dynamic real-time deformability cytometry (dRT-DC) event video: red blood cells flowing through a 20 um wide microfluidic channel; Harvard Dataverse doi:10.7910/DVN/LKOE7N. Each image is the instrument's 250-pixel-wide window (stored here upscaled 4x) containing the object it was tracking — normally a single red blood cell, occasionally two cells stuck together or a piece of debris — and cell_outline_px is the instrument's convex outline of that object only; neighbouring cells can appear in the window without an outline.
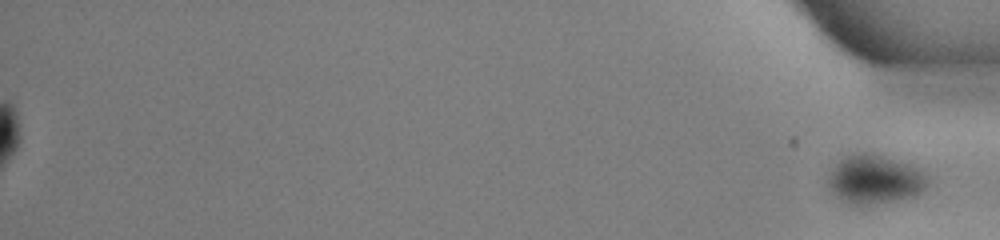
{"species": "common noctule bat (a hibernating species)", "species_latin": "Nyctalus noctula", "temperature_condition": "warm", "stored_images_in_passage": 55, "segment_of_instrument_passage": [2, 2], "camera_frame_rate_fps": 3000, "um_per_image_px": 0.085, "animal": {"sex": "male", "body_mass_g": 13.0, "forearm_length_mm": 53.1}, "frame": {"image": 1, "passage_image": 55, "time_ms": 18.0, "image_size_px": [1000, 240], "cell_outline_px": [[928, 184], [916, 196], [868, 204], [848, 204], [836, 196], [832, 192], [828, 184], [828, 172], [844, 156], [860, 152], [864, 152], [880, 156], [916, 168], [924, 172], [928, 176]], "centroid_in_image_um": [74.31, 15.26], "position_along_channel_um": 360.9, "area_um2": 27.74}}